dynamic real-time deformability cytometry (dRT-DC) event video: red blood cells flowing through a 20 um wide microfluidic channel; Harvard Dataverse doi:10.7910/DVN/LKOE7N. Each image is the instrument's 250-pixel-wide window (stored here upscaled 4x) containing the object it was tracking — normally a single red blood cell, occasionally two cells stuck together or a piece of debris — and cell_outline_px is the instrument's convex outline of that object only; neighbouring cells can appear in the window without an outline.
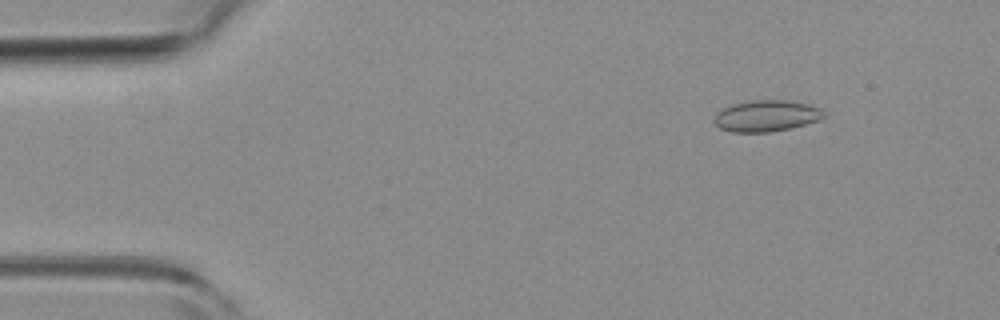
{"species": "common noctule bat (a hibernating species)", "species_latin": "Nyctalus noctula", "temperature_condition": "room temperature", "stored_images_in_passage": 3, "camera_frame_rate_fps": 3000, "um_per_image_px": 0.085, "animal": {"sex": "female", "body_mass_g": 19.3, "forearm_length_mm": 54.1}, "frame": {"image": 1, "passage_image": 1, "time_ms": 0.0, "image_size_px": [1000, 320], "cell_outline_px": [[828, 112], [820, 120], [788, 128], [768, 132], [732, 132], [720, 128], [712, 120], [716, 112], [720, 108], [732, 104], [748, 100], [788, 100], [808, 104], [820, 108]], "centroid_in_image_um": [65.11, 9.83], "position_along_channel_um": 19.9, "area_um2": 20.23}}
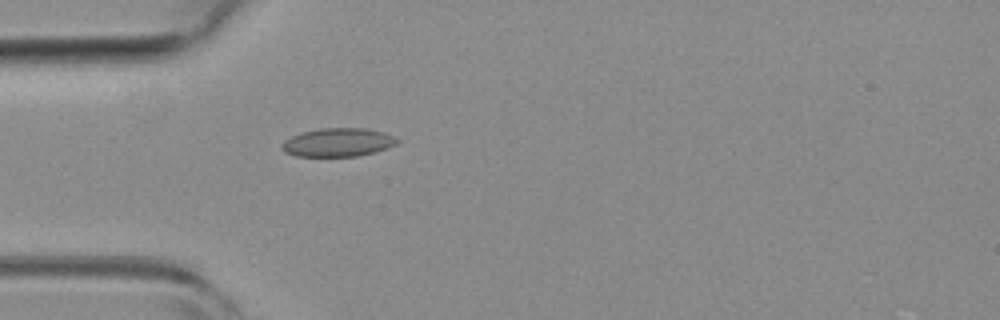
{"frame": {"image": 2, "passage_image": 3, "time_ms": 0.667, "image_size_px": [1000, 320], "cell_outline_px": [[400, 140], [396, 144], [388, 148], [376, 152], [356, 156], [296, 156], [284, 152], [280, 148], [280, 144], [284, 140], [300, 132], [320, 128], [368, 128], [384, 132], [396, 136]], "centroid_in_image_um": [28.73, 12.09], "position_along_channel_um": 56.3, "area_um2": 19.48}}